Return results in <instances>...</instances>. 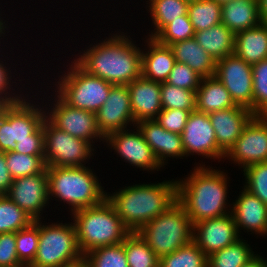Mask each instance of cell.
Segmentation results:
<instances>
[{
	"instance_id": "obj_40",
	"label": "cell",
	"mask_w": 267,
	"mask_h": 267,
	"mask_svg": "<svg viewBox=\"0 0 267 267\" xmlns=\"http://www.w3.org/2000/svg\"><path fill=\"white\" fill-rule=\"evenodd\" d=\"M253 113L267 116V59L252 65Z\"/></svg>"
},
{
	"instance_id": "obj_38",
	"label": "cell",
	"mask_w": 267,
	"mask_h": 267,
	"mask_svg": "<svg viewBox=\"0 0 267 267\" xmlns=\"http://www.w3.org/2000/svg\"><path fill=\"white\" fill-rule=\"evenodd\" d=\"M162 109L196 110V91L182 89L166 82L161 83Z\"/></svg>"
},
{
	"instance_id": "obj_25",
	"label": "cell",
	"mask_w": 267,
	"mask_h": 267,
	"mask_svg": "<svg viewBox=\"0 0 267 267\" xmlns=\"http://www.w3.org/2000/svg\"><path fill=\"white\" fill-rule=\"evenodd\" d=\"M221 23L234 34L259 25L258 0H234L221 5Z\"/></svg>"
},
{
	"instance_id": "obj_53",
	"label": "cell",
	"mask_w": 267,
	"mask_h": 267,
	"mask_svg": "<svg viewBox=\"0 0 267 267\" xmlns=\"http://www.w3.org/2000/svg\"><path fill=\"white\" fill-rule=\"evenodd\" d=\"M216 1L217 3H220L221 5L225 4V3H228L230 1H234V0H214Z\"/></svg>"
},
{
	"instance_id": "obj_31",
	"label": "cell",
	"mask_w": 267,
	"mask_h": 267,
	"mask_svg": "<svg viewBox=\"0 0 267 267\" xmlns=\"http://www.w3.org/2000/svg\"><path fill=\"white\" fill-rule=\"evenodd\" d=\"M123 246L129 267H159V257L137 232H131Z\"/></svg>"
},
{
	"instance_id": "obj_48",
	"label": "cell",
	"mask_w": 267,
	"mask_h": 267,
	"mask_svg": "<svg viewBox=\"0 0 267 267\" xmlns=\"http://www.w3.org/2000/svg\"><path fill=\"white\" fill-rule=\"evenodd\" d=\"M242 267H267V260H264L262 256L256 254L252 259L245 263Z\"/></svg>"
},
{
	"instance_id": "obj_23",
	"label": "cell",
	"mask_w": 267,
	"mask_h": 267,
	"mask_svg": "<svg viewBox=\"0 0 267 267\" xmlns=\"http://www.w3.org/2000/svg\"><path fill=\"white\" fill-rule=\"evenodd\" d=\"M148 51L141 52L142 76L159 83H164L174 67L176 60L169 46L148 38Z\"/></svg>"
},
{
	"instance_id": "obj_20",
	"label": "cell",
	"mask_w": 267,
	"mask_h": 267,
	"mask_svg": "<svg viewBox=\"0 0 267 267\" xmlns=\"http://www.w3.org/2000/svg\"><path fill=\"white\" fill-rule=\"evenodd\" d=\"M144 140L151 147L159 163L164 166L170 158L185 157L182 136L170 132L158 124L155 119L141 120L136 123ZM167 158V160H166Z\"/></svg>"
},
{
	"instance_id": "obj_10",
	"label": "cell",
	"mask_w": 267,
	"mask_h": 267,
	"mask_svg": "<svg viewBox=\"0 0 267 267\" xmlns=\"http://www.w3.org/2000/svg\"><path fill=\"white\" fill-rule=\"evenodd\" d=\"M43 132L46 167L84 166L86 160L94 155V148L89 142L58 129L47 118L43 122Z\"/></svg>"
},
{
	"instance_id": "obj_51",
	"label": "cell",
	"mask_w": 267,
	"mask_h": 267,
	"mask_svg": "<svg viewBox=\"0 0 267 267\" xmlns=\"http://www.w3.org/2000/svg\"><path fill=\"white\" fill-rule=\"evenodd\" d=\"M2 15V14H0ZM6 21L3 22L2 17L0 16V37L2 39V36L5 34V28L7 29V24H5Z\"/></svg>"
},
{
	"instance_id": "obj_17",
	"label": "cell",
	"mask_w": 267,
	"mask_h": 267,
	"mask_svg": "<svg viewBox=\"0 0 267 267\" xmlns=\"http://www.w3.org/2000/svg\"><path fill=\"white\" fill-rule=\"evenodd\" d=\"M130 132V129L113 132L104 141L108 143L112 150L119 153L132 166L142 168L147 171H159L163 167L157 160L151 147L146 143L140 130Z\"/></svg>"
},
{
	"instance_id": "obj_49",
	"label": "cell",
	"mask_w": 267,
	"mask_h": 267,
	"mask_svg": "<svg viewBox=\"0 0 267 267\" xmlns=\"http://www.w3.org/2000/svg\"><path fill=\"white\" fill-rule=\"evenodd\" d=\"M261 23H267V0H258Z\"/></svg>"
},
{
	"instance_id": "obj_26",
	"label": "cell",
	"mask_w": 267,
	"mask_h": 267,
	"mask_svg": "<svg viewBox=\"0 0 267 267\" xmlns=\"http://www.w3.org/2000/svg\"><path fill=\"white\" fill-rule=\"evenodd\" d=\"M169 47L176 62L187 64L203 78L215 75V59L197 43L194 37L176 42Z\"/></svg>"
},
{
	"instance_id": "obj_3",
	"label": "cell",
	"mask_w": 267,
	"mask_h": 267,
	"mask_svg": "<svg viewBox=\"0 0 267 267\" xmlns=\"http://www.w3.org/2000/svg\"><path fill=\"white\" fill-rule=\"evenodd\" d=\"M106 198L123 224L137 232L177 201V180L125 186Z\"/></svg>"
},
{
	"instance_id": "obj_5",
	"label": "cell",
	"mask_w": 267,
	"mask_h": 267,
	"mask_svg": "<svg viewBox=\"0 0 267 267\" xmlns=\"http://www.w3.org/2000/svg\"><path fill=\"white\" fill-rule=\"evenodd\" d=\"M49 200L52 196L68 204L71 213L103 202L107 193L93 171L86 166L46 167Z\"/></svg>"
},
{
	"instance_id": "obj_24",
	"label": "cell",
	"mask_w": 267,
	"mask_h": 267,
	"mask_svg": "<svg viewBox=\"0 0 267 267\" xmlns=\"http://www.w3.org/2000/svg\"><path fill=\"white\" fill-rule=\"evenodd\" d=\"M233 54L250 65L267 59V23L236 33Z\"/></svg>"
},
{
	"instance_id": "obj_36",
	"label": "cell",
	"mask_w": 267,
	"mask_h": 267,
	"mask_svg": "<svg viewBox=\"0 0 267 267\" xmlns=\"http://www.w3.org/2000/svg\"><path fill=\"white\" fill-rule=\"evenodd\" d=\"M5 156L13 180L46 171L44 156L20 154L15 151L5 152Z\"/></svg>"
},
{
	"instance_id": "obj_42",
	"label": "cell",
	"mask_w": 267,
	"mask_h": 267,
	"mask_svg": "<svg viewBox=\"0 0 267 267\" xmlns=\"http://www.w3.org/2000/svg\"><path fill=\"white\" fill-rule=\"evenodd\" d=\"M202 78L187 64L176 62L166 83L182 89L196 91L200 86Z\"/></svg>"
},
{
	"instance_id": "obj_4",
	"label": "cell",
	"mask_w": 267,
	"mask_h": 267,
	"mask_svg": "<svg viewBox=\"0 0 267 267\" xmlns=\"http://www.w3.org/2000/svg\"><path fill=\"white\" fill-rule=\"evenodd\" d=\"M72 214L78 247L83 256L93 249L122 243L131 233L107 198L98 205Z\"/></svg>"
},
{
	"instance_id": "obj_16",
	"label": "cell",
	"mask_w": 267,
	"mask_h": 267,
	"mask_svg": "<svg viewBox=\"0 0 267 267\" xmlns=\"http://www.w3.org/2000/svg\"><path fill=\"white\" fill-rule=\"evenodd\" d=\"M96 121L104 138L113 132L127 129L129 123L136 125L127 85H113L107 100L96 112Z\"/></svg>"
},
{
	"instance_id": "obj_22",
	"label": "cell",
	"mask_w": 267,
	"mask_h": 267,
	"mask_svg": "<svg viewBox=\"0 0 267 267\" xmlns=\"http://www.w3.org/2000/svg\"><path fill=\"white\" fill-rule=\"evenodd\" d=\"M240 193L231 204L238 232L244 229L260 236L267 235V205L245 188Z\"/></svg>"
},
{
	"instance_id": "obj_11",
	"label": "cell",
	"mask_w": 267,
	"mask_h": 267,
	"mask_svg": "<svg viewBox=\"0 0 267 267\" xmlns=\"http://www.w3.org/2000/svg\"><path fill=\"white\" fill-rule=\"evenodd\" d=\"M54 97V106L46 112V118L55 127L91 145L94 139L105 140L97 127L96 113L68 105L57 93Z\"/></svg>"
},
{
	"instance_id": "obj_44",
	"label": "cell",
	"mask_w": 267,
	"mask_h": 267,
	"mask_svg": "<svg viewBox=\"0 0 267 267\" xmlns=\"http://www.w3.org/2000/svg\"><path fill=\"white\" fill-rule=\"evenodd\" d=\"M25 266L16 252L15 232L0 234V267Z\"/></svg>"
},
{
	"instance_id": "obj_39",
	"label": "cell",
	"mask_w": 267,
	"mask_h": 267,
	"mask_svg": "<svg viewBox=\"0 0 267 267\" xmlns=\"http://www.w3.org/2000/svg\"><path fill=\"white\" fill-rule=\"evenodd\" d=\"M194 34L195 30L187 13L186 15L178 16L176 20H172L154 39L162 45L170 46L176 42L193 38Z\"/></svg>"
},
{
	"instance_id": "obj_13",
	"label": "cell",
	"mask_w": 267,
	"mask_h": 267,
	"mask_svg": "<svg viewBox=\"0 0 267 267\" xmlns=\"http://www.w3.org/2000/svg\"><path fill=\"white\" fill-rule=\"evenodd\" d=\"M236 105L253 112L252 65L237 56L230 55L216 62L215 75Z\"/></svg>"
},
{
	"instance_id": "obj_18",
	"label": "cell",
	"mask_w": 267,
	"mask_h": 267,
	"mask_svg": "<svg viewBox=\"0 0 267 267\" xmlns=\"http://www.w3.org/2000/svg\"><path fill=\"white\" fill-rule=\"evenodd\" d=\"M232 213L193 224L192 241L207 255L240 239Z\"/></svg>"
},
{
	"instance_id": "obj_19",
	"label": "cell",
	"mask_w": 267,
	"mask_h": 267,
	"mask_svg": "<svg viewBox=\"0 0 267 267\" xmlns=\"http://www.w3.org/2000/svg\"><path fill=\"white\" fill-rule=\"evenodd\" d=\"M208 116L215 131L217 146L226 154L255 114L245 107L234 106Z\"/></svg>"
},
{
	"instance_id": "obj_9",
	"label": "cell",
	"mask_w": 267,
	"mask_h": 267,
	"mask_svg": "<svg viewBox=\"0 0 267 267\" xmlns=\"http://www.w3.org/2000/svg\"><path fill=\"white\" fill-rule=\"evenodd\" d=\"M28 99L10 104L0 119V152L15 151L23 139H44L43 122L50 108H40Z\"/></svg>"
},
{
	"instance_id": "obj_21",
	"label": "cell",
	"mask_w": 267,
	"mask_h": 267,
	"mask_svg": "<svg viewBox=\"0 0 267 267\" xmlns=\"http://www.w3.org/2000/svg\"><path fill=\"white\" fill-rule=\"evenodd\" d=\"M135 123L152 120L162 111L161 83L149 80L142 75L127 84Z\"/></svg>"
},
{
	"instance_id": "obj_43",
	"label": "cell",
	"mask_w": 267,
	"mask_h": 267,
	"mask_svg": "<svg viewBox=\"0 0 267 267\" xmlns=\"http://www.w3.org/2000/svg\"><path fill=\"white\" fill-rule=\"evenodd\" d=\"M191 112L182 109H162L155 121L167 131L181 135Z\"/></svg>"
},
{
	"instance_id": "obj_8",
	"label": "cell",
	"mask_w": 267,
	"mask_h": 267,
	"mask_svg": "<svg viewBox=\"0 0 267 267\" xmlns=\"http://www.w3.org/2000/svg\"><path fill=\"white\" fill-rule=\"evenodd\" d=\"M67 69V74H62L58 85L55 84L57 94L70 106L96 113L107 100L113 85L90 75L75 61Z\"/></svg>"
},
{
	"instance_id": "obj_28",
	"label": "cell",
	"mask_w": 267,
	"mask_h": 267,
	"mask_svg": "<svg viewBox=\"0 0 267 267\" xmlns=\"http://www.w3.org/2000/svg\"><path fill=\"white\" fill-rule=\"evenodd\" d=\"M194 38L216 62L234 53L235 34L223 23L195 32Z\"/></svg>"
},
{
	"instance_id": "obj_27",
	"label": "cell",
	"mask_w": 267,
	"mask_h": 267,
	"mask_svg": "<svg viewBox=\"0 0 267 267\" xmlns=\"http://www.w3.org/2000/svg\"><path fill=\"white\" fill-rule=\"evenodd\" d=\"M234 106L238 105L219 79L215 76L202 78L196 90V111L210 114Z\"/></svg>"
},
{
	"instance_id": "obj_12",
	"label": "cell",
	"mask_w": 267,
	"mask_h": 267,
	"mask_svg": "<svg viewBox=\"0 0 267 267\" xmlns=\"http://www.w3.org/2000/svg\"><path fill=\"white\" fill-rule=\"evenodd\" d=\"M224 157L243 169L267 162V116L255 115Z\"/></svg>"
},
{
	"instance_id": "obj_52",
	"label": "cell",
	"mask_w": 267,
	"mask_h": 267,
	"mask_svg": "<svg viewBox=\"0 0 267 267\" xmlns=\"http://www.w3.org/2000/svg\"><path fill=\"white\" fill-rule=\"evenodd\" d=\"M67 267H88L87 264L82 260L81 262H78L76 264L67 266Z\"/></svg>"
},
{
	"instance_id": "obj_41",
	"label": "cell",
	"mask_w": 267,
	"mask_h": 267,
	"mask_svg": "<svg viewBox=\"0 0 267 267\" xmlns=\"http://www.w3.org/2000/svg\"><path fill=\"white\" fill-rule=\"evenodd\" d=\"M243 171L244 188L267 205V162L249 165Z\"/></svg>"
},
{
	"instance_id": "obj_35",
	"label": "cell",
	"mask_w": 267,
	"mask_h": 267,
	"mask_svg": "<svg viewBox=\"0 0 267 267\" xmlns=\"http://www.w3.org/2000/svg\"><path fill=\"white\" fill-rule=\"evenodd\" d=\"M83 261L88 267H129L123 242L93 249Z\"/></svg>"
},
{
	"instance_id": "obj_1",
	"label": "cell",
	"mask_w": 267,
	"mask_h": 267,
	"mask_svg": "<svg viewBox=\"0 0 267 267\" xmlns=\"http://www.w3.org/2000/svg\"><path fill=\"white\" fill-rule=\"evenodd\" d=\"M129 38L117 32L102 43L88 46L74 61L90 75L112 85L130 84L142 75V50Z\"/></svg>"
},
{
	"instance_id": "obj_33",
	"label": "cell",
	"mask_w": 267,
	"mask_h": 267,
	"mask_svg": "<svg viewBox=\"0 0 267 267\" xmlns=\"http://www.w3.org/2000/svg\"><path fill=\"white\" fill-rule=\"evenodd\" d=\"M159 267H208V256L191 241L159 258Z\"/></svg>"
},
{
	"instance_id": "obj_7",
	"label": "cell",
	"mask_w": 267,
	"mask_h": 267,
	"mask_svg": "<svg viewBox=\"0 0 267 267\" xmlns=\"http://www.w3.org/2000/svg\"><path fill=\"white\" fill-rule=\"evenodd\" d=\"M83 260L73 222L44 225L39 220V244L29 267H67Z\"/></svg>"
},
{
	"instance_id": "obj_34",
	"label": "cell",
	"mask_w": 267,
	"mask_h": 267,
	"mask_svg": "<svg viewBox=\"0 0 267 267\" xmlns=\"http://www.w3.org/2000/svg\"><path fill=\"white\" fill-rule=\"evenodd\" d=\"M34 220L7 195H0V234L17 232Z\"/></svg>"
},
{
	"instance_id": "obj_29",
	"label": "cell",
	"mask_w": 267,
	"mask_h": 267,
	"mask_svg": "<svg viewBox=\"0 0 267 267\" xmlns=\"http://www.w3.org/2000/svg\"><path fill=\"white\" fill-rule=\"evenodd\" d=\"M154 30L149 38H154L167 24L176 20L178 16L186 15L189 2L186 0H148Z\"/></svg>"
},
{
	"instance_id": "obj_47",
	"label": "cell",
	"mask_w": 267,
	"mask_h": 267,
	"mask_svg": "<svg viewBox=\"0 0 267 267\" xmlns=\"http://www.w3.org/2000/svg\"><path fill=\"white\" fill-rule=\"evenodd\" d=\"M13 182L7 167L5 152H0V195H6Z\"/></svg>"
},
{
	"instance_id": "obj_15",
	"label": "cell",
	"mask_w": 267,
	"mask_h": 267,
	"mask_svg": "<svg viewBox=\"0 0 267 267\" xmlns=\"http://www.w3.org/2000/svg\"><path fill=\"white\" fill-rule=\"evenodd\" d=\"M6 195L34 221L42 219L40 213L50 203L47 172L14 179Z\"/></svg>"
},
{
	"instance_id": "obj_2",
	"label": "cell",
	"mask_w": 267,
	"mask_h": 267,
	"mask_svg": "<svg viewBox=\"0 0 267 267\" xmlns=\"http://www.w3.org/2000/svg\"><path fill=\"white\" fill-rule=\"evenodd\" d=\"M195 166L188 177L177 180V201L193 224L231 213L227 209L228 178L221 170ZM228 212H227V211ZM230 210V211H229Z\"/></svg>"
},
{
	"instance_id": "obj_14",
	"label": "cell",
	"mask_w": 267,
	"mask_h": 267,
	"mask_svg": "<svg viewBox=\"0 0 267 267\" xmlns=\"http://www.w3.org/2000/svg\"><path fill=\"white\" fill-rule=\"evenodd\" d=\"M181 136L185 157L198 154L219 161L225 158V154L217 146L215 131L208 114L192 111Z\"/></svg>"
},
{
	"instance_id": "obj_46",
	"label": "cell",
	"mask_w": 267,
	"mask_h": 267,
	"mask_svg": "<svg viewBox=\"0 0 267 267\" xmlns=\"http://www.w3.org/2000/svg\"><path fill=\"white\" fill-rule=\"evenodd\" d=\"M44 139H23L17 142L15 152L33 156H44Z\"/></svg>"
},
{
	"instance_id": "obj_45",
	"label": "cell",
	"mask_w": 267,
	"mask_h": 267,
	"mask_svg": "<svg viewBox=\"0 0 267 267\" xmlns=\"http://www.w3.org/2000/svg\"><path fill=\"white\" fill-rule=\"evenodd\" d=\"M3 63L4 62L1 61V59H0V100L9 102L10 104L18 103L26 97H24V96L22 97V94L20 95L18 93L16 95V93H12L13 91H11V95H10V89L12 88V87H10L11 86V84H10L11 80L10 79L12 77V76H10L11 70H10V68L8 69L6 67V62L4 64ZM8 90H9V92H8Z\"/></svg>"
},
{
	"instance_id": "obj_30",
	"label": "cell",
	"mask_w": 267,
	"mask_h": 267,
	"mask_svg": "<svg viewBox=\"0 0 267 267\" xmlns=\"http://www.w3.org/2000/svg\"><path fill=\"white\" fill-rule=\"evenodd\" d=\"M245 241L241 237L227 247L210 254L208 267H242L256 255L250 244Z\"/></svg>"
},
{
	"instance_id": "obj_32",
	"label": "cell",
	"mask_w": 267,
	"mask_h": 267,
	"mask_svg": "<svg viewBox=\"0 0 267 267\" xmlns=\"http://www.w3.org/2000/svg\"><path fill=\"white\" fill-rule=\"evenodd\" d=\"M188 16L195 32L221 23V4L214 0H196L188 4Z\"/></svg>"
},
{
	"instance_id": "obj_50",
	"label": "cell",
	"mask_w": 267,
	"mask_h": 267,
	"mask_svg": "<svg viewBox=\"0 0 267 267\" xmlns=\"http://www.w3.org/2000/svg\"><path fill=\"white\" fill-rule=\"evenodd\" d=\"M9 105H10L9 102L0 100V119L3 117V114Z\"/></svg>"
},
{
	"instance_id": "obj_6",
	"label": "cell",
	"mask_w": 267,
	"mask_h": 267,
	"mask_svg": "<svg viewBox=\"0 0 267 267\" xmlns=\"http://www.w3.org/2000/svg\"><path fill=\"white\" fill-rule=\"evenodd\" d=\"M137 233L161 258L192 241L193 225L183 206L176 201L164 213L143 225Z\"/></svg>"
},
{
	"instance_id": "obj_37",
	"label": "cell",
	"mask_w": 267,
	"mask_h": 267,
	"mask_svg": "<svg viewBox=\"0 0 267 267\" xmlns=\"http://www.w3.org/2000/svg\"><path fill=\"white\" fill-rule=\"evenodd\" d=\"M16 252L19 260L29 266L35 259L39 244V220L15 232Z\"/></svg>"
}]
</instances>
